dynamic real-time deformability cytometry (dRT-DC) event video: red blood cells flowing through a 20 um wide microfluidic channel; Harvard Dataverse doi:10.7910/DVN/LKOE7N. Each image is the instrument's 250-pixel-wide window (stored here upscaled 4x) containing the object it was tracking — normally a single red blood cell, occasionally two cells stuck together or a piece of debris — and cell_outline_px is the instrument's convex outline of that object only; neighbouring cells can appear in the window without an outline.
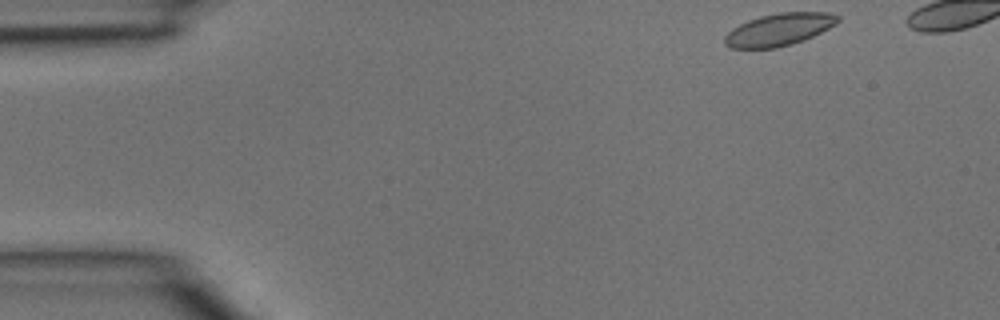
{"species": "common noctule bat (a hibernating species)", "species_latin": "Nyctalus noctula", "temperature_condition": "room temperature", "stored_images_in_passage": 3, "segment_of_instrument_passage": [2, 2], "camera_frame_rate_fps": 3000, "um_per_image_px": 0.085, "animal": {"sex": "male", "body_mass_g": 15.6}, "frame": {"image": 1, "passage_image": 3, "time_ms": 0.667, "image_size_px": [1000, 320], "cell_outline_px": [[840, 20], [836, 24], [804, 40], [792, 44], [776, 48], [728, 48], [724, 44], [724, 36], [732, 28], [748, 20], [760, 16], [780, 12], [828, 12], [840, 16]], "centroid_in_image_um": [66.2, 2.51], "position_along_channel_um": 18.8, "area_um2": 21.39}}